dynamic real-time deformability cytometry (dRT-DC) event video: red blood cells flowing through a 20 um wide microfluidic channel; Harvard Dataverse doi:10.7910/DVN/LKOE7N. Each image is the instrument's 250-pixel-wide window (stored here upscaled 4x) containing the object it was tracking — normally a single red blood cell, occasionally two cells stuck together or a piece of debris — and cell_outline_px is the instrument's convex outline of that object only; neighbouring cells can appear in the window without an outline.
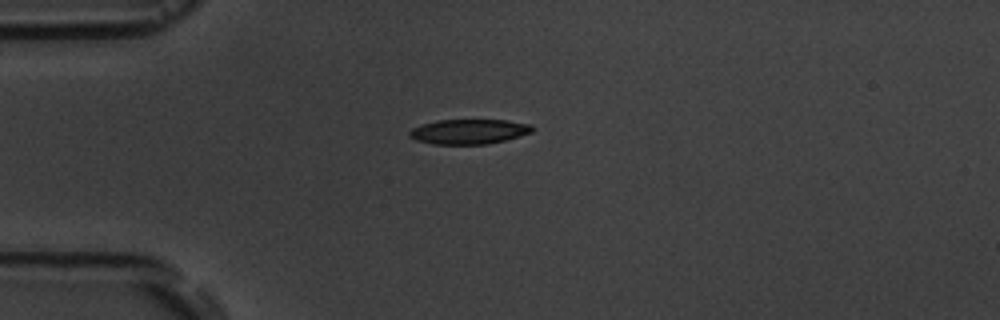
{"species": "common noctule bat (a hibernating species)", "species_latin": "Nyctalus noctula", "temperature_condition": "room temperature", "stored_images_in_passage": 8, "camera_frame_rate_fps": 3000, "um_per_image_px": 0.085, "animal": {"sex": "male", "body_mass_g": 19.5, "forearm_length_mm": 54.6}, "frame": {"image": 1, "passage_image": 1, "time_ms": 0.0, "image_size_px": [1000, 320], "cell_outline_px": [[536, 128], [532, 132], [504, 140], [488, 144], [432, 144], [416, 140], [408, 136], [408, 132], [412, 128], [436, 120], [504, 120], [532, 124]], "centroid_in_image_um": [39.86, 11.18], "position_along_channel_um": 45.1, "area_um2": 17.8}}
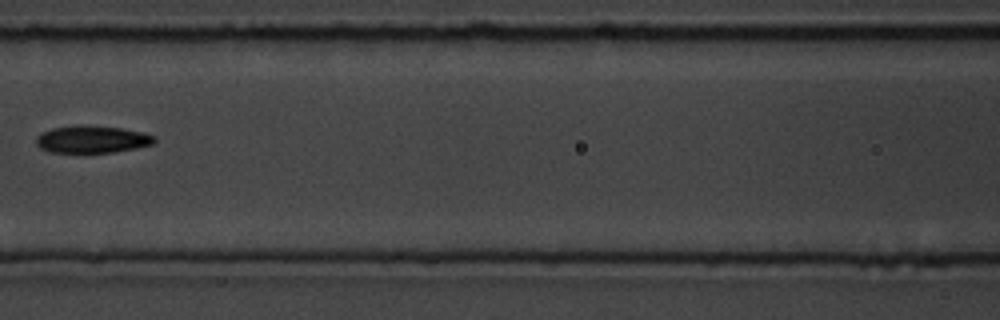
{"frame": {"image": 2, "passage_image": 4, "time_ms": 3.667, "image_size_px": [1000, 320], "cell_outline_px": [[156, 140], [152, 144], [136, 148], [112, 152], [52, 152], [40, 148], [36, 144], [36, 136], [40, 132], [52, 128], [120, 128], [140, 132], [156, 136]], "centroid_in_image_um": [7.82, 11.89], "position_along_channel_um": 158.8, "area_um2": 17.8}}
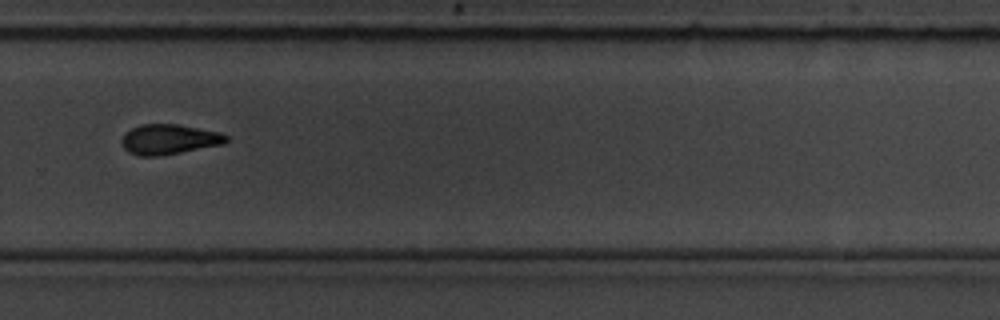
{"frame": {"image": 3, "passage_image": 8, "time_ms": 8.0, "image_size_px": [1000, 320], "cell_outline_px": [[228, 140], [224, 144], [160, 156], [140, 156], [128, 152], [124, 148], [120, 140], [124, 132], [140, 124], [176, 124], [220, 132], [228, 136]], "centroid_in_image_um": [14.34, 11.84], "position_along_channel_um": 315.5, "area_um2": 18.44}}